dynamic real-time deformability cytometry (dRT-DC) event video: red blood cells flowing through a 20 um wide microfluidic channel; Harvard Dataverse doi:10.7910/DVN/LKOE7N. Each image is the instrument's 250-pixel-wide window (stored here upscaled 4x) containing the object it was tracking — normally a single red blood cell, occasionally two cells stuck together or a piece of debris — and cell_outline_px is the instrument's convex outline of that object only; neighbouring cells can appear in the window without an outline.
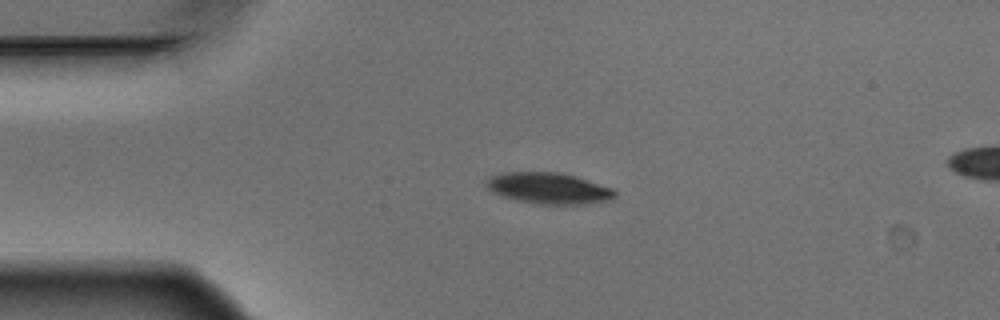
{"species": "Egyptian fruit bat (a non-hibernating species)", "species_latin": "Rousettus aegyptiacus", "temperature_condition": "warm", "stored_images_in_passage": 5, "segment_of_instrument_passage": [1, 2], "camera_frame_rate_fps": 3000, "um_per_image_px": 0.085, "animal": {"sex": "male"}, "frame": {"image": 1, "passage_image": 3, "time_ms": 0.667, "image_size_px": [1000, 320], "cell_outline_px": [[616, 196], [612, 200], [584, 204], [536, 204], [516, 200], [492, 192], [488, 188], [488, 176], [504, 172], [560, 172], [576, 176], [612, 188], [616, 192]], "centroid_in_image_um": [46.67, 16.0], "position_along_channel_um": 38.3, "area_um2": 23.35}}